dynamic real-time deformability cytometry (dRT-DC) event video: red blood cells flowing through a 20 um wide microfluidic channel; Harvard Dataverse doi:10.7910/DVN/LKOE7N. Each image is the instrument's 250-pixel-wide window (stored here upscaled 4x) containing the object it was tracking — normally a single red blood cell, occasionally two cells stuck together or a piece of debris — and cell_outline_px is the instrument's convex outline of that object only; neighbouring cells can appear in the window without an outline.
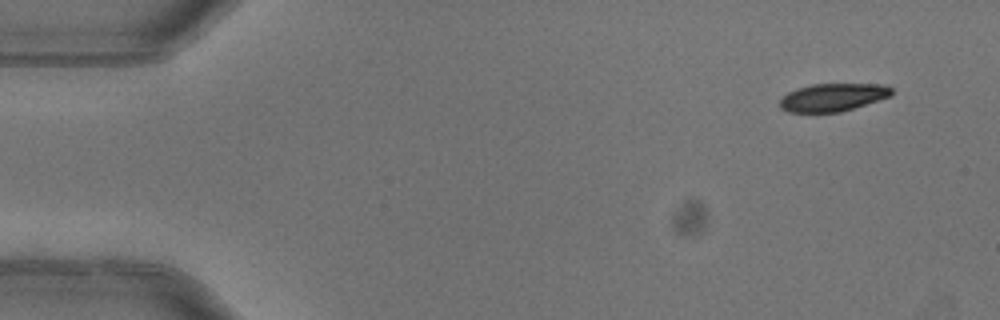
{"species": "common noctule bat (a hibernating species)", "species_latin": "Nyctalus noctula", "temperature_condition": "warm", "stored_images_in_passage": 4, "camera_frame_rate_fps": 3000, "um_per_image_px": 0.085, "animal": {"sex": "female"}, "frame": {"image": 1, "passage_image": 1, "time_ms": 0.0, "image_size_px": [1000, 320], "cell_outline_px": [[892, 96], [840, 112], [788, 112], [780, 108], [780, 100], [788, 92], [796, 88], [812, 84], [884, 84], [892, 88]], "centroid_in_image_um": [70.8, 8.26], "position_along_channel_um": 14.2, "area_um2": 18.15}}
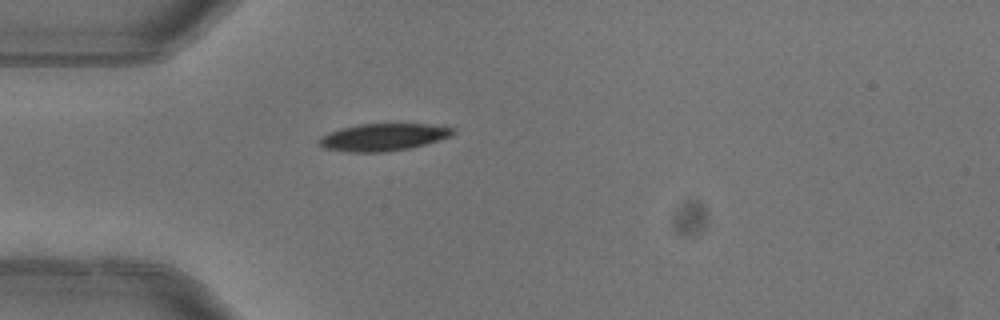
{"frame": {"image": 2, "passage_image": 4, "time_ms": 1.0, "image_size_px": [1000, 320], "cell_outline_px": [[452, 136], [424, 144], [408, 148], [384, 152], [348, 152], [324, 148], [316, 140], [320, 136], [328, 132], [340, 128], [360, 124], [444, 124], [452, 128]], "centroid_in_image_um": [32.54, 11.65], "position_along_channel_um": 52.5, "area_um2": 21.33}}